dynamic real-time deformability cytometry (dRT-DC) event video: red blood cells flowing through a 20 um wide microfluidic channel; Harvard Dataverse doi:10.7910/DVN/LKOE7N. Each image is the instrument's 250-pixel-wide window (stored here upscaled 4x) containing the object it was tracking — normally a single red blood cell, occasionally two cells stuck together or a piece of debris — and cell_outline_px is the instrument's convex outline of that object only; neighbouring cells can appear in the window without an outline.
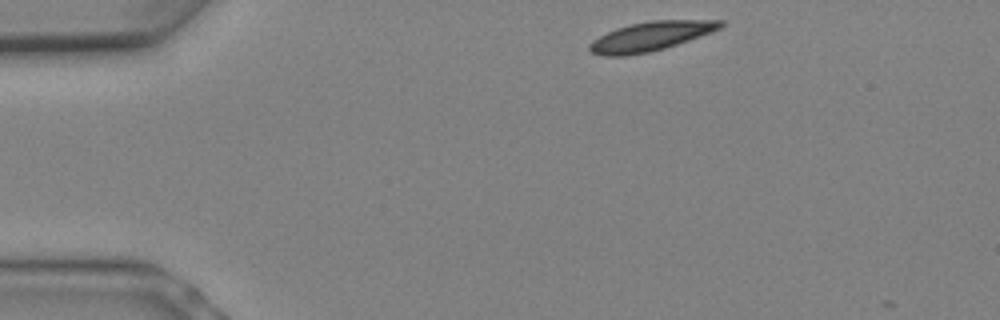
{"species": "Egyptian fruit bat (a non-hibernating species)", "species_latin": "Rousettus aegyptiacus", "temperature_condition": "warm", "stored_images_in_passage": 3, "camera_frame_rate_fps": 3000, "um_per_image_px": 0.085, "animal": {"sex": "female"}, "frame": {"image": 1, "passage_image": 1, "time_ms": 0.0, "image_size_px": [1000, 320], "cell_outline_px": [[724, 24], [720, 28], [712, 32], [664, 48], [648, 52], [624, 56], [600, 56], [592, 52], [588, 48], [588, 44], [592, 40], [616, 28], [632, 24], [652, 20], [724, 20]], "centroid_in_image_um": [55.28, 3.09], "position_along_channel_um": 29.7, "area_um2": 22.08}}